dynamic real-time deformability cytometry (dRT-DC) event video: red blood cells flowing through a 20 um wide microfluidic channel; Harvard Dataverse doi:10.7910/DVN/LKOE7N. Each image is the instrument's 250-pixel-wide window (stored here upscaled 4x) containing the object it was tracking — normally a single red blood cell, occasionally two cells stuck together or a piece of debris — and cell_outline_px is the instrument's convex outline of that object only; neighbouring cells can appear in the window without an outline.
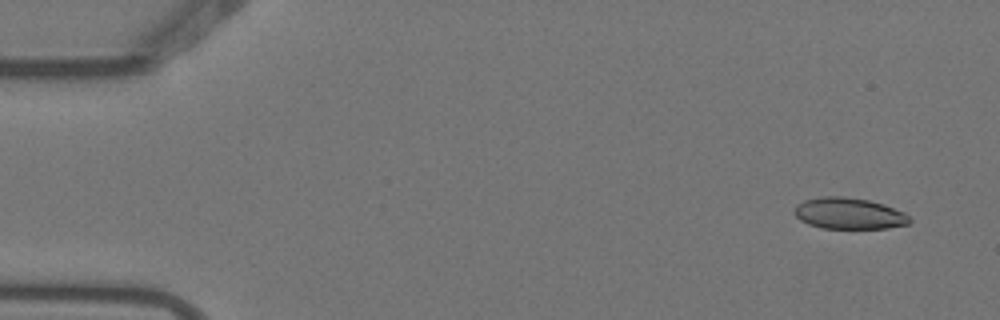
{"species": "Egyptian fruit bat (a non-hibernating species)", "species_latin": "Rousettus aegyptiacus", "temperature_condition": "warm", "stored_images_in_passage": 4, "camera_frame_rate_fps": 3000, "um_per_image_px": 0.085, "animal": {"sex": "female"}, "frame": {"image": 1, "passage_image": 1, "time_ms": 0.0, "image_size_px": [1000, 320], "cell_outline_px": [[912, 220], [908, 224], [888, 228], [820, 228], [808, 224], [800, 220], [792, 212], [796, 204], [804, 200], [820, 196], [844, 196], [868, 200], [884, 204], [904, 212]], "centroid_in_image_um": [72.13, 18.14], "position_along_channel_um": 12.9, "area_um2": 21.21}}
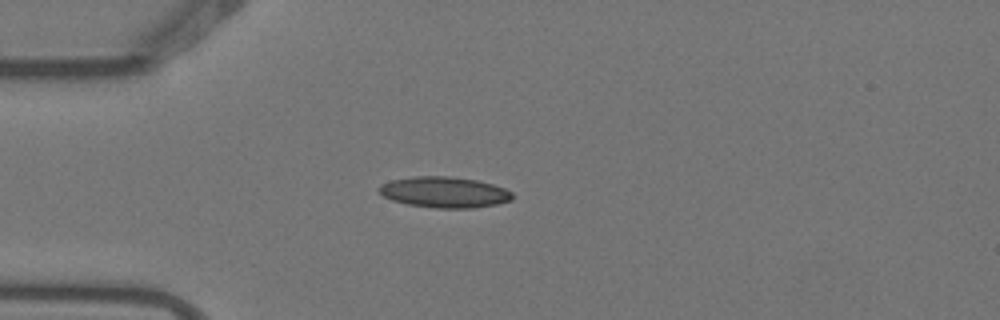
{"frame": {"image": 2, "passage_image": 4, "time_ms": 1.0, "image_size_px": [1000, 320], "cell_outline_px": [[512, 200], [496, 204], [472, 208], [436, 208], [408, 204], [392, 200], [384, 196], [376, 188], [380, 184], [392, 180], [412, 176], [448, 176], [476, 180], [492, 184], [504, 188], [512, 192]], "centroid_in_image_um": [37.75, 16.33], "position_along_channel_um": 47.3, "area_um2": 23.93}}